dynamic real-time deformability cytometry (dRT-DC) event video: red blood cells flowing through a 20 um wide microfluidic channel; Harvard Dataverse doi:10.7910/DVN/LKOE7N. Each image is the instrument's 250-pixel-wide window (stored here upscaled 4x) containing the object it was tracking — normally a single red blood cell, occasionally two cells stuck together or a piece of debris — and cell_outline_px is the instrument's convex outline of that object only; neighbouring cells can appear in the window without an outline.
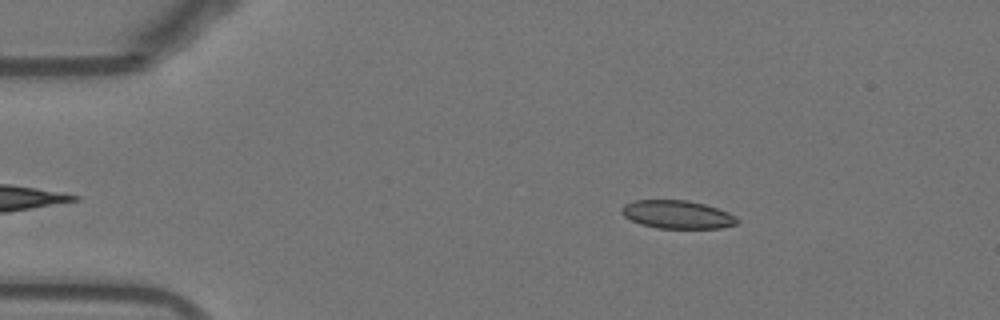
{"species": "Egyptian fruit bat (a non-hibernating species)", "species_latin": "Rousettus aegyptiacus", "temperature_condition": "warm", "stored_images_in_passage": 41, "camera_frame_rate_fps": 3000, "um_per_image_px": 0.085, "animal": {"sex": "female"}, "frame": {"image": 1, "passage_image": 5, "time_ms": 1.333, "image_size_px": [1000, 320], "cell_outline_px": [[740, 220], [736, 224], [720, 228], [656, 228], [640, 224], [624, 216], [620, 212], [620, 208], [624, 204], [632, 200], [688, 200], [704, 204], [728, 212], [736, 216]], "centroid_in_image_um": [57.54, 18.23], "position_along_channel_um": 27.5, "area_um2": 19.07}}
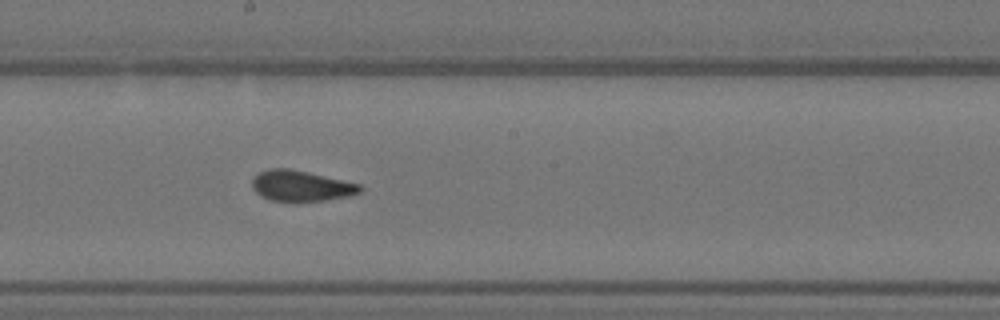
{"frame": {"image": 2, "passage_image": 25, "time_ms": 8.0, "image_size_px": [1000, 320], "cell_outline_px": [[364, 188], [360, 192], [352, 196], [296, 204], [272, 200], [260, 196], [252, 188], [252, 176], [260, 172], [272, 168], [288, 168], [308, 172], [360, 184]], "centroid_in_image_um": [25.58, 15.83], "position_along_channel_um": 222.6, "area_um2": 19.88}}
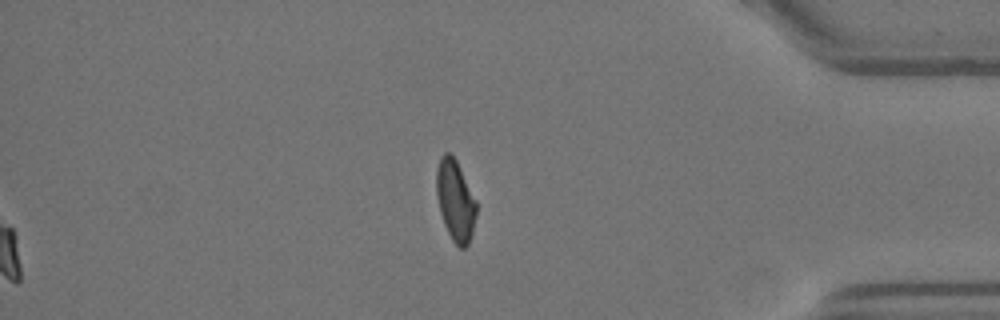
{"frame": {"image": 3, "passage_image": 41, "time_ms": 13.333, "image_size_px": [1000, 320], "cell_outline_px": [[476, 216], [472, 236], [468, 244], [464, 248], [460, 248], [452, 240], [444, 224], [440, 212], [436, 196], [436, 168], [440, 156], [444, 152], [448, 152], [456, 160], [476, 200]], "centroid_in_image_um": [38.69, 17.04], "position_along_channel_um": 396.5, "area_um2": 18.9}, "authors_computed_cell_mechanics": {"area_um2": 19.7098, "velocity_mm_per_s": 3.8502, "shape_relaxation_time_tau1_ms": null, "shape_relaxation_time_tau2_ms": 1.0542, "deformation_change_tau1": null, "deformation_change_tau2": 0.0615}}